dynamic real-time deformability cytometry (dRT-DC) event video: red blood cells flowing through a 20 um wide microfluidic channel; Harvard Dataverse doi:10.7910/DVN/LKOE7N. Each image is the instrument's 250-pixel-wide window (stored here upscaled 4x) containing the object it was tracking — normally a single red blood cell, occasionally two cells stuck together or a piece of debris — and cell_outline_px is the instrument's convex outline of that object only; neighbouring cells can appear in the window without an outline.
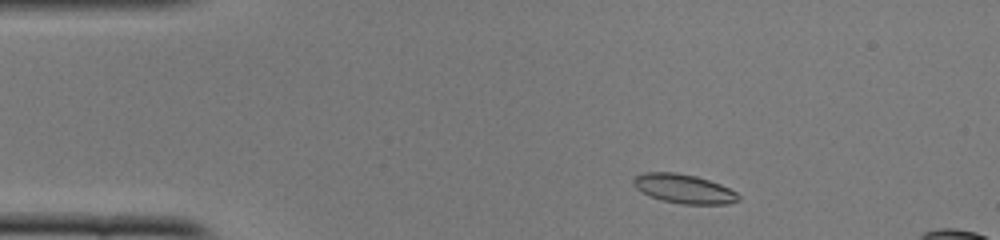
{"species": "common noctule bat (a hibernating species)", "species_latin": "Nyctalus noctula", "temperature_condition": "cold", "stored_images_in_passage": 44, "camera_frame_rate_fps": 3000, "um_per_image_px": 0.085, "animal": {"sex": "female", "body_mass_g": 22.0, "forearm_length_mm": 56.7}, "frame": {"image": 1, "passage_image": 3, "time_ms": 0.667, "image_size_px": [1000, 240], "cell_outline_px": [[740, 200], [728, 204], [684, 204], [660, 200], [636, 188], [632, 184], [632, 180], [636, 176], [644, 172], [676, 172], [696, 176], [720, 184], [736, 192], [740, 196]], "centroid_in_image_um": [58.13, 16.04], "position_along_channel_um": 26.9, "area_um2": 17.74}}
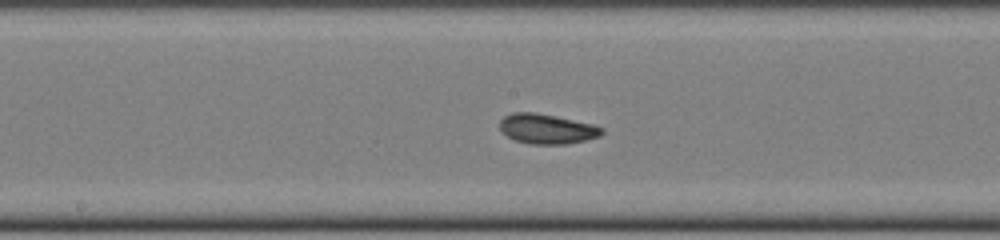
{"frame": {"image": 2, "passage_image": 21, "time_ms": 6.667, "image_size_px": [1000, 240], "cell_outline_px": [[604, 132], [600, 136], [584, 140], [564, 144], [532, 144], [516, 140], [508, 136], [500, 128], [500, 120], [504, 116], [512, 112], [536, 112], [556, 116], [592, 124], [604, 128]], "centroid_in_image_um": [46.49, 10.94], "position_along_channel_um": 201.7, "area_um2": 17.63}}
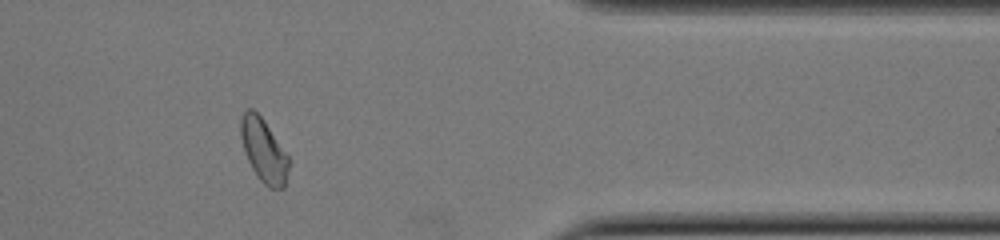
{"frame": {"image": 3, "passage_image": 37, "time_ms": 12.0, "image_size_px": [1000, 240], "cell_outline_px": [[288, 168], [284, 188], [268, 188], [256, 176], [244, 152], [240, 136], [240, 120], [244, 112], [248, 108], [252, 108], [264, 120], [288, 156]], "centroid_in_image_um": [22.38, 12.79], "position_along_channel_um": 389.0, "area_um2": 17.57}, "authors_computed_cell_mechanics": {"area_um2": 17.5423, "velocity_mm_per_s": 3.8941, "shape_relaxation_time_tau1_ms": 5.0056, "shape_relaxation_time_tau2_ms": 1.8214, "deformation_change_tau1": 0.1021, "deformation_change_tau2": 0.063}}